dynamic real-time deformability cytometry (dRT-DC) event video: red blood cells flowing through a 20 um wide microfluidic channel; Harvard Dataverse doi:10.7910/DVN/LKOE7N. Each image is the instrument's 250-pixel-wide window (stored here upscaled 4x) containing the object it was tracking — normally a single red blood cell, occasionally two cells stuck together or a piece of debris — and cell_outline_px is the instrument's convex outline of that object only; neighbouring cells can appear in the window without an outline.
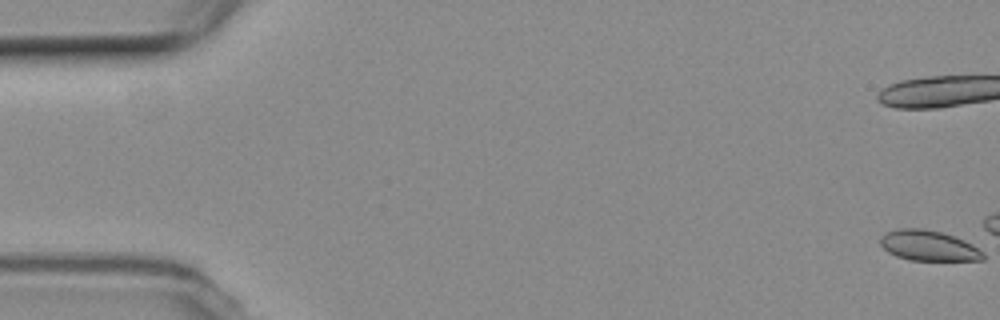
{"species": "common noctule bat (a hibernating species)", "species_latin": "Nyctalus noctula", "temperature_condition": "room temperature", "stored_images_in_passage": 6, "camera_frame_rate_fps": 3000, "um_per_image_px": 0.085, "animal": {"sex": "female", "body_mass_g": 19.3, "forearm_length_mm": 54.1}, "frame": {"image": 1, "passage_image": 1, "time_ms": 0.0, "image_size_px": [1000, 320], "cell_outline_px": [[984, 260], [908, 260], [896, 256], [888, 252], [880, 244], [880, 236], [884, 232], [896, 228], [924, 228], [940, 232], [964, 240], [972, 244], [984, 252]], "centroid_in_image_um": [78.89, 20.87], "position_along_channel_um": 6.1, "area_um2": 18.32}}